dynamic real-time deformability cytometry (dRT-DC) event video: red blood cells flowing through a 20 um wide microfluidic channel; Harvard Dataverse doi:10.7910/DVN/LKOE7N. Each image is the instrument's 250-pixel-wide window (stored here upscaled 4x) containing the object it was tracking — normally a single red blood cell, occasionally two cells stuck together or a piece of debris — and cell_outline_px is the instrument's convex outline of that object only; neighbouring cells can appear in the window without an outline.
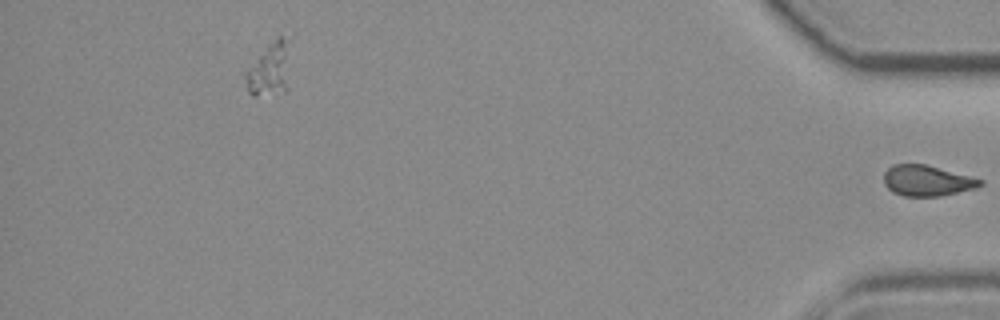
{"species": "common noctule bat (a hibernating species)", "species_latin": "Nyctalus noctula", "temperature_condition": "room temperature", "stored_images_in_passage": 39, "segment_of_instrument_passage": [2, 2], "camera_frame_rate_fps": 3000, "um_per_image_px": 0.085, "animal": {"sex": "female", "body_mass_g": 19.3, "forearm_length_mm": 54.1}, "frame": {"image": 1, "passage_image": 39, "time_ms": 12.667, "image_size_px": [1000, 320], "cell_outline_px": [[984, 184], [976, 188], [940, 196], [904, 196], [892, 192], [884, 184], [884, 172], [888, 168], [896, 164], [924, 164], [972, 176], [984, 180]], "centroid_in_image_um": [78.82, 15.36], "position_along_channel_um": 356.4, "area_um2": 17.28}}